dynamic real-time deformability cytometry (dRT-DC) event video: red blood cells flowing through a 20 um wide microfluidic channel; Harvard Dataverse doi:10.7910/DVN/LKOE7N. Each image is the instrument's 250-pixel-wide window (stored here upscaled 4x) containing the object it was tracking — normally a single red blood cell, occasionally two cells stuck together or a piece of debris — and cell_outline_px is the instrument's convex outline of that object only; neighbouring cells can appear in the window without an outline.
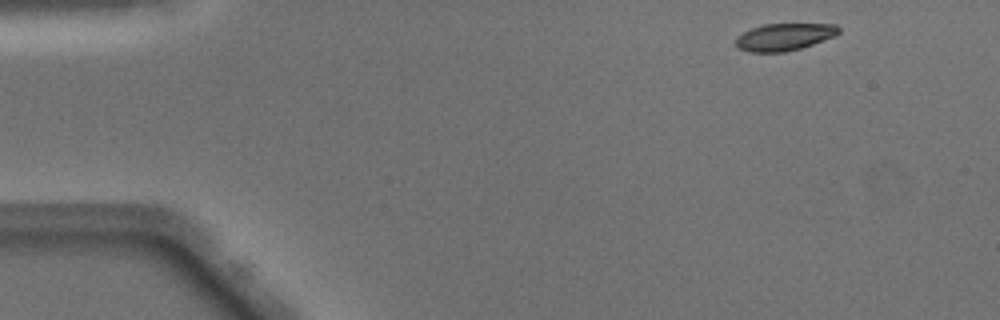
{"species": "Egyptian fruit bat (a non-hibernating species)", "species_latin": "Rousettus aegyptiacus", "temperature_condition": "warm", "stored_images_in_passage": 40, "camera_frame_rate_fps": 3000, "um_per_image_px": 0.085, "animal": {"sex": "male"}, "frame": {"image": 1, "passage_image": 1, "time_ms": 0.0, "image_size_px": [1000, 320], "cell_outline_px": [[840, 32], [836, 36], [800, 48], [784, 52], [748, 52], [736, 48], [736, 36], [752, 28], [764, 24], [836, 24], [840, 28]], "centroid_in_image_um": [66.66, 3.14], "position_along_channel_um": 18.3, "area_um2": 16.36}}
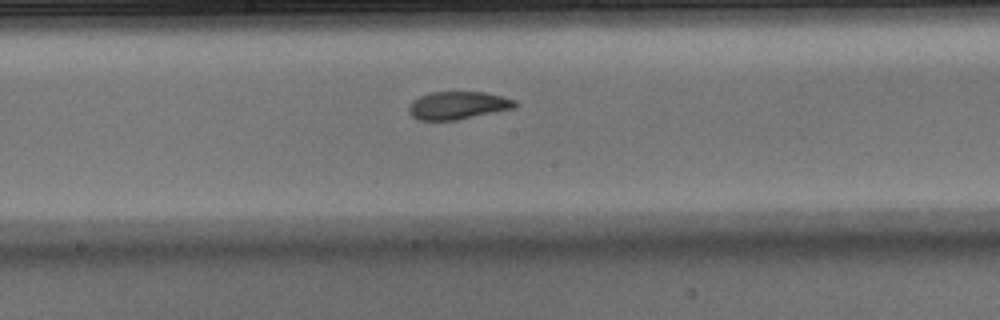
{"frame": {"image": 2, "passage_image": 22, "time_ms": 7.0, "image_size_px": [1000, 320], "cell_outline_px": [[520, 104], [516, 108], [456, 120], [416, 120], [408, 112], [408, 108], [412, 100], [428, 92], [484, 92], [504, 96], [516, 100]], "centroid_in_image_um": [38.95, 8.95], "position_along_channel_um": 209.3, "area_um2": 17.51}}
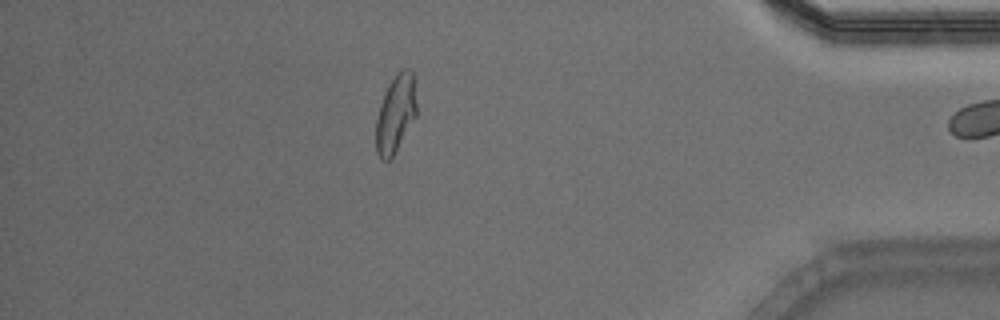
{"frame": {"image": 3, "passage_image": 39, "time_ms": 12.667, "image_size_px": [1000, 320], "cell_outline_px": [[416, 116], [392, 156], [388, 160], [380, 160], [376, 152], [376, 116], [384, 92], [388, 84], [396, 72], [400, 68], [408, 68], [412, 72], [416, 104]], "centroid_in_image_um": [33.6, 9.64], "position_along_channel_um": 401.6, "area_um2": 18.32}}